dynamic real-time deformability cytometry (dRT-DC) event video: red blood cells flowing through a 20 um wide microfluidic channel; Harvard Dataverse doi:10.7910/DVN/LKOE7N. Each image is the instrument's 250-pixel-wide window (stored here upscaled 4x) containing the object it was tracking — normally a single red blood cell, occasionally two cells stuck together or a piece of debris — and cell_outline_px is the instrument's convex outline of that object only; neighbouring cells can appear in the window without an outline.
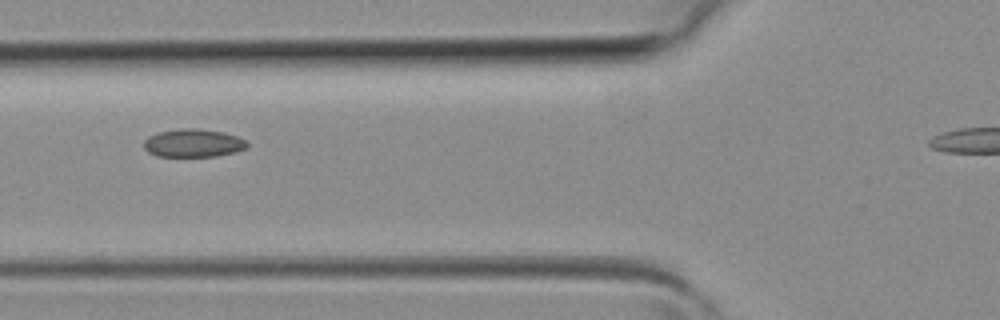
{"species": "common noctule bat (a hibernating species)", "species_latin": "Nyctalus noctula", "temperature_condition": "room temperature", "stored_images_in_passage": 5, "segment_of_instrument_passage": [1, 2], "camera_frame_rate_fps": 3000, "um_per_image_px": 0.085, "animal": {"sex": "female", "body_mass_g": 19.3, "forearm_length_mm": 54.1}, "frame": {"image": 1, "passage_image": 3, "time_ms": 0.667, "image_size_px": [1000, 320], "cell_outline_px": [[248, 148], [236, 152], [216, 156], [156, 156], [148, 152], [144, 148], [144, 140], [148, 136], [160, 132], [180, 128], [196, 128], [224, 132], [236, 136], [244, 140], [248, 144]], "centroid_in_image_um": [16.43, 12.16], "position_along_channel_um": 109.4, "area_um2": 16.94}}
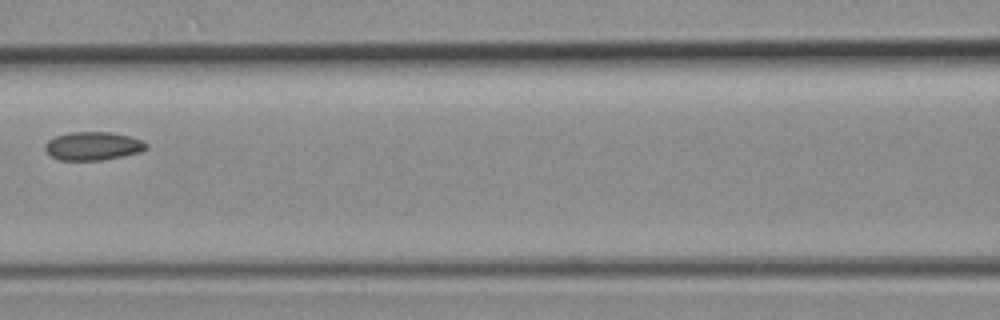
{"frame": {"image": 2, "passage_image": 4, "time_ms": 1.0, "image_size_px": [1000, 320], "cell_outline_px": [[148, 148], [140, 152], [100, 160], [60, 160], [52, 156], [44, 148], [44, 144], [48, 140], [56, 136], [68, 132], [112, 132], [128, 136], [140, 140], [148, 144]], "centroid_in_image_um": [7.88, 12.4], "position_along_channel_um": 158.7, "area_um2": 16.59}}